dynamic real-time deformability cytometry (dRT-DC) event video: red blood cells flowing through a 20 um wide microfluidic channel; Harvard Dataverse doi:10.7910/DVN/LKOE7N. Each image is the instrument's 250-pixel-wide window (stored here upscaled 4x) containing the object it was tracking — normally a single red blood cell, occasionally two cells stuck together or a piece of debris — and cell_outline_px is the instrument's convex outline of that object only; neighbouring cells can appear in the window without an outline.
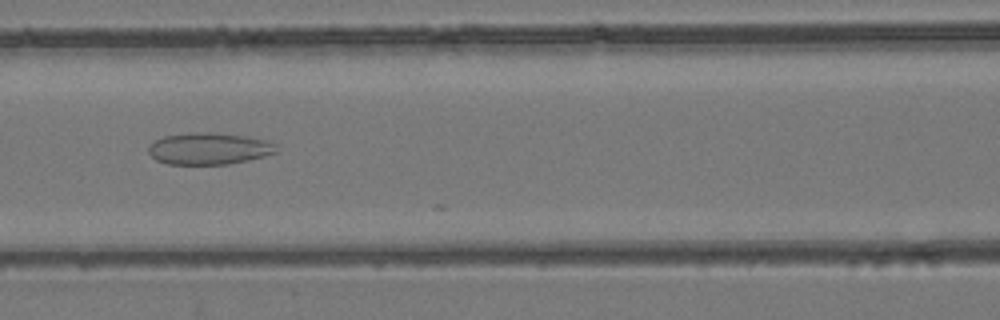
{"species": "common noctule bat (a hibernating species)", "species_latin": "Nyctalus noctula", "temperature_condition": "room temperature", "stored_images_in_passage": 25, "camera_frame_rate_fps": 3000, "um_per_image_px": 0.085, "animal": {"sex": "female", "body_mass_g": 24.6, "forearm_length_mm": 56.2}, "frame": {"image": 1, "passage_image": 21, "time_ms": 6.667, "image_size_px": [1000, 320], "cell_outline_px": [[276, 152], [264, 156], [248, 160], [228, 164], [168, 164], [156, 160], [148, 152], [148, 148], [156, 140], [164, 136], [192, 132], [216, 132], [248, 136], [268, 140], [276, 144]], "centroid_in_image_um": [17.79, 12.62], "position_along_channel_um": 148.8, "area_um2": 23.76}}
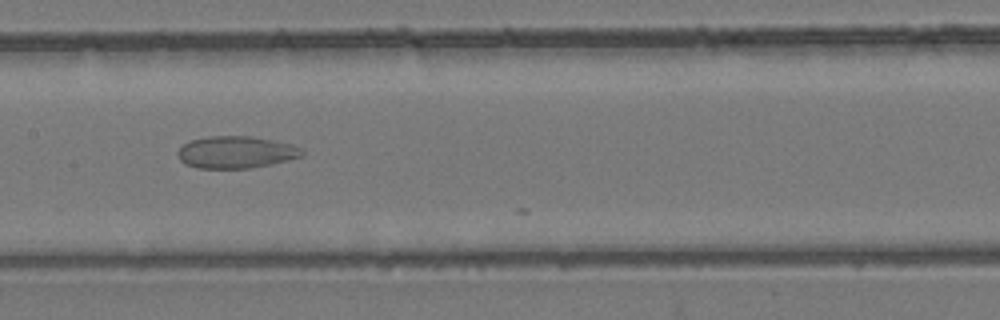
{"frame": {"image": 2, "passage_image": 24, "time_ms": 7.667, "image_size_px": [1000, 320], "cell_outline_px": [[304, 152], [300, 156], [288, 160], [248, 168], [196, 168], [184, 164], [180, 160], [176, 152], [184, 144], [192, 140], [208, 136], [252, 136], [276, 140], [292, 144], [304, 148]], "centroid_in_image_um": [20.06, 12.93], "position_along_channel_um": 187.3, "area_um2": 23.29}}